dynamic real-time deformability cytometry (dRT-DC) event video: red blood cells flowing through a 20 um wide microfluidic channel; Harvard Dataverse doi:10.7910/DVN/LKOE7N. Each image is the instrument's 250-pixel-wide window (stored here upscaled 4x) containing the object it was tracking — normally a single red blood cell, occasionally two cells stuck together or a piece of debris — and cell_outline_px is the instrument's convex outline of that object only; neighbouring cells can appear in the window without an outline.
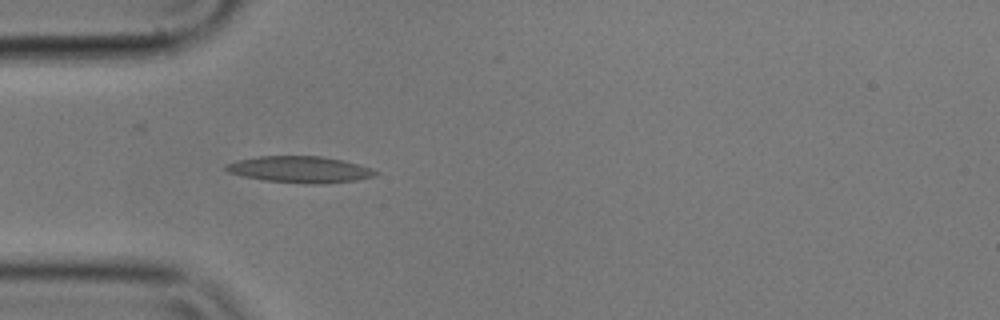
{"species": "common noctule bat (a hibernating species)", "species_latin": "Nyctalus noctula", "temperature_condition": "cold", "stored_images_in_passage": 3, "camera_frame_rate_fps": 3000, "um_per_image_px": 0.085, "animal": {"sex": "male", "body_mass_g": 17.9}, "frame": {"image": 1, "passage_image": 3, "time_ms": 0.667, "image_size_px": [1000, 320], "cell_outline_px": [[380, 172], [376, 176], [356, 180], [320, 184], [312, 184], [264, 180], [244, 176], [228, 172], [224, 168], [228, 164], [240, 160], [256, 156], [320, 156], [340, 160], [372, 168]], "centroid_in_image_um": [25.53, 14.41], "position_along_channel_um": 59.5, "area_um2": 22.77}}